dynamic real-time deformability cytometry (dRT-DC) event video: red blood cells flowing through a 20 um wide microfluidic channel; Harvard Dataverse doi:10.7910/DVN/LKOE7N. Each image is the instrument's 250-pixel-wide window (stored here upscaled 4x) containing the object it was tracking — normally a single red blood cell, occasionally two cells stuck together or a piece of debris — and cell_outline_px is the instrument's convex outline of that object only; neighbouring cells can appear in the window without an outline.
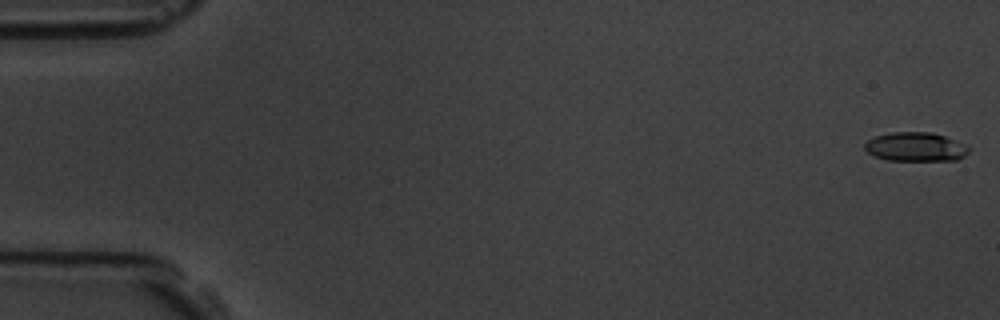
{"species": "common noctule bat (a hibernating species)", "species_latin": "Nyctalus noctula", "temperature_condition": "room temperature", "stored_images_in_passage": 58, "camera_frame_rate_fps": 3000, "um_per_image_px": 0.085, "animal": {"sex": "male", "body_mass_g": 19.5, "forearm_length_mm": 54.6}, "frame": {"image": 1, "passage_image": 1, "time_ms": 0.0, "image_size_px": [1000, 320], "cell_outline_px": [[968, 152], [964, 156], [956, 160], [888, 160], [876, 156], [868, 152], [864, 148], [864, 144], [868, 140], [876, 136], [892, 132], [932, 132], [956, 140], [964, 144], [968, 148]], "centroid_in_image_um": [77.82, 12.47], "position_along_channel_um": 7.2, "area_um2": 17.4}}
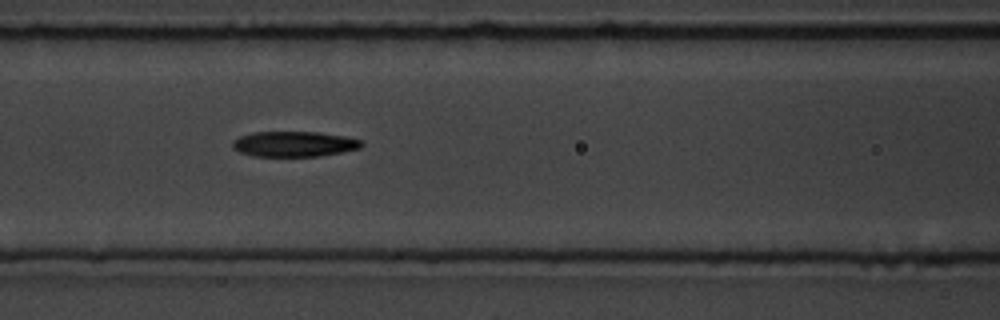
{"frame": {"image": 2, "passage_image": 25, "time_ms": 8.0, "image_size_px": [1000, 320], "cell_outline_px": [[364, 144], [360, 148], [320, 156], [252, 156], [240, 152], [232, 148], [232, 140], [240, 136], [252, 132], [316, 132], [344, 136], [360, 140]], "centroid_in_image_um": [24.95, 12.24], "position_along_channel_um": 141.6, "area_um2": 19.02}}
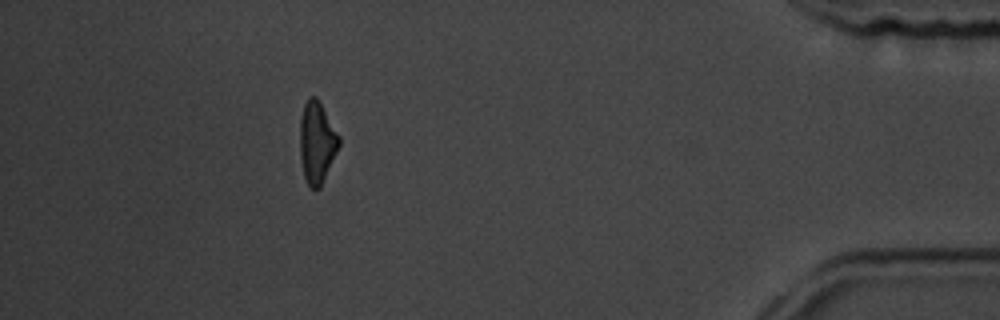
{"frame": {"image": 3, "passage_image": 52, "time_ms": 17.0, "image_size_px": [1000, 320], "cell_outline_px": [[340, 144], [320, 188], [312, 188], [308, 184], [304, 176], [300, 156], [300, 120], [304, 104], [308, 96], [316, 96], [340, 136]], "centroid_in_image_um": [26.93, 12.08], "position_along_channel_um": 408.3, "area_um2": 18.44}, "authors_computed_cell_mechanics": {"area_um2": 18.9006, "velocity_mm_per_s": 3.5629, "shape_relaxation_time_tau1_ms": 4.1652, "shape_relaxation_time_tau2_ms": 3.7376, "deformation_change_tau1": 0.1512, "deformation_change_tau2": 0.1438}}